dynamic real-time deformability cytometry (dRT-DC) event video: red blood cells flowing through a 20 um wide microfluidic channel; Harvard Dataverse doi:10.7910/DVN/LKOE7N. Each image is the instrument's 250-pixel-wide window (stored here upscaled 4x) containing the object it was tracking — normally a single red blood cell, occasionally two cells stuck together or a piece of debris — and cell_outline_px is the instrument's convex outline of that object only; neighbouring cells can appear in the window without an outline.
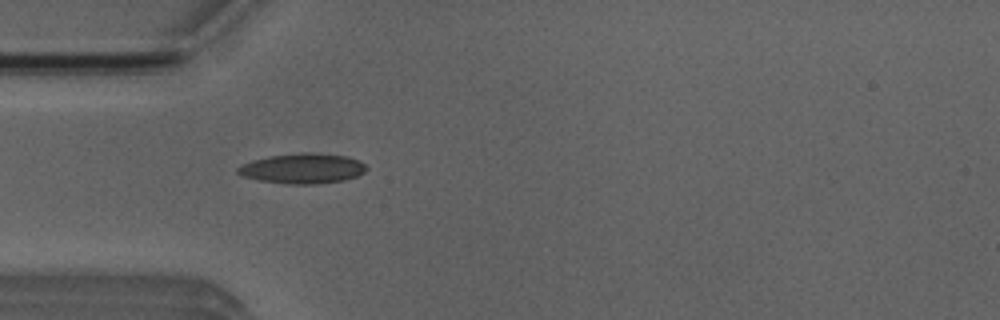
{"species": "Egyptian fruit bat (a non-hibernating species)", "species_latin": "Rousettus aegyptiacus", "temperature_condition": "room temperature", "stored_images_in_passage": 5, "camera_frame_rate_fps": 3000, "um_per_image_px": 0.085, "animal": {"sex": "male"}, "frame": {"image": 1, "passage_image": 5, "time_ms": 4.667, "image_size_px": [1000, 320], "cell_outline_px": [[368, 168], [364, 172], [356, 176], [344, 180], [316, 184], [284, 184], [260, 180], [244, 176], [236, 172], [236, 168], [252, 160], [268, 156], [304, 152], [348, 156], [360, 160]], "centroid_in_image_um": [25.73, 14.32], "position_along_channel_um": 59.3, "area_um2": 22.54}}